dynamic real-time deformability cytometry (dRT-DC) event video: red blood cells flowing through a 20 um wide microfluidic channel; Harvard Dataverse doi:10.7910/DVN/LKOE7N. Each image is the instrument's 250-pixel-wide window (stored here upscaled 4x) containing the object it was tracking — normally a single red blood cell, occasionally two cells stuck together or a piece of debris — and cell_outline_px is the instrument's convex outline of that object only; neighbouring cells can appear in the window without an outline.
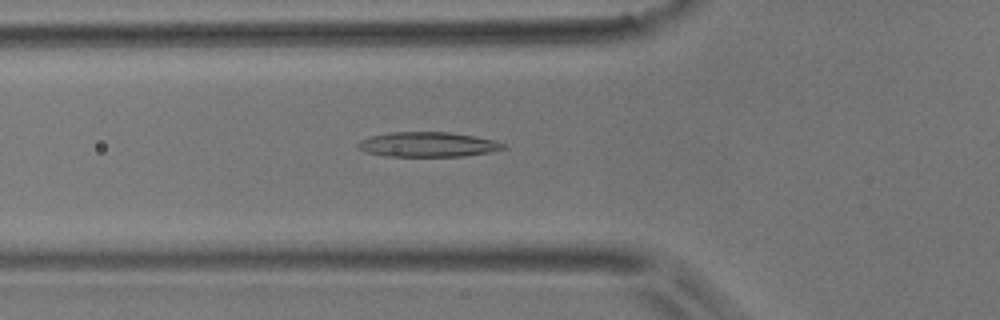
{"species": "common noctule bat (a hibernating species)", "species_latin": "Nyctalus noctula", "temperature_condition": "room temperature", "stored_images_in_passage": 35, "camera_frame_rate_fps": 3000, "um_per_image_px": 0.085, "animal": {"sex": "male", "body_mass_g": 17.9}, "frame": {"image": 1, "passage_image": 2, "time_ms": 0.333, "image_size_px": [1000, 320], "cell_outline_px": [[508, 148], [492, 152], [464, 156], [388, 156], [364, 152], [356, 148], [356, 144], [360, 140], [368, 136], [392, 132], [448, 132], [476, 136], [492, 140], [504, 144]], "centroid_in_image_um": [36.34, 12.28], "position_along_channel_um": 89.5, "area_um2": 21.21}}
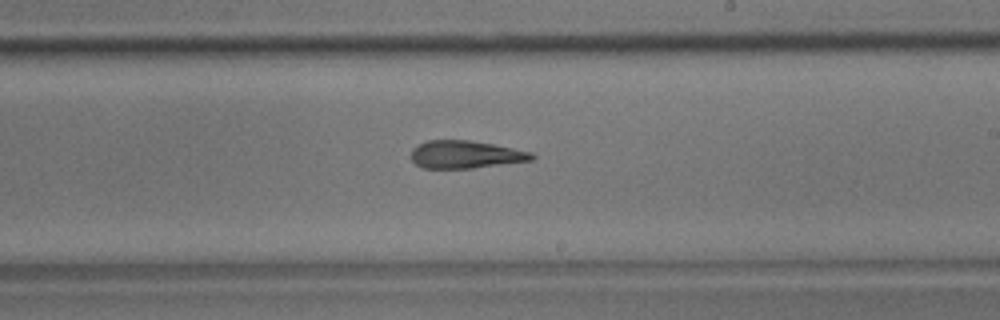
{"frame": {"image": 2, "passage_image": 14, "time_ms": 4.333, "image_size_px": [1000, 320], "cell_outline_px": [[536, 156], [532, 160], [472, 168], [424, 168], [416, 164], [412, 160], [412, 148], [428, 140], [468, 140], [492, 144], [532, 152]], "centroid_in_image_um": [39.57, 13.13], "position_along_channel_um": 249.4, "area_um2": 19.25}}
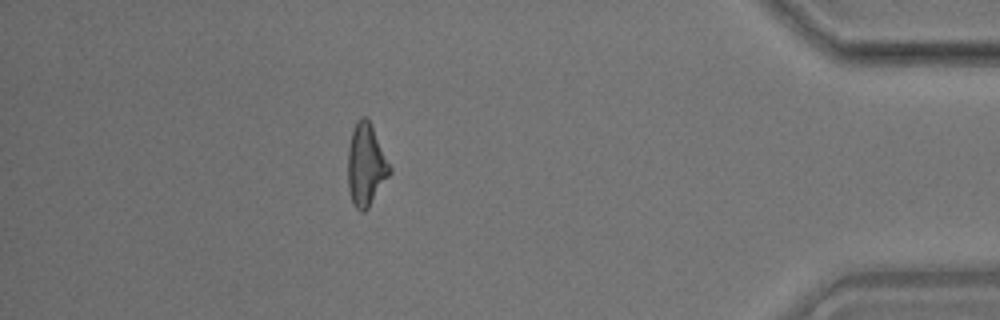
{"frame": {"image": 3, "passage_image": 29, "time_ms": 9.333, "image_size_px": [1000, 320], "cell_outline_px": [[392, 172], [368, 208], [364, 212], [360, 212], [356, 208], [352, 200], [348, 188], [348, 148], [352, 132], [356, 120], [360, 116], [368, 116], [392, 168]], "centroid_in_image_um": [31.12, 13.98], "position_along_channel_um": 404.1, "area_um2": 20.29}}